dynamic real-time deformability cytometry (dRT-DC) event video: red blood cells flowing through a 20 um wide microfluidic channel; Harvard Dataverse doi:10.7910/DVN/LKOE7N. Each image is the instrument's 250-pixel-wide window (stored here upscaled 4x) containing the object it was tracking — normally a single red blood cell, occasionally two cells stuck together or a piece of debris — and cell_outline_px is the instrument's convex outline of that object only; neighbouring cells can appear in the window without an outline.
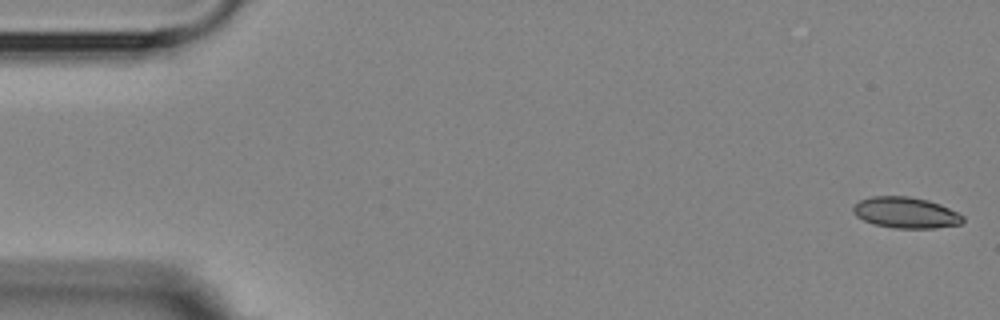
{"species": "Egyptian fruit bat (a non-hibernating species)", "species_latin": "Rousettus aegyptiacus", "temperature_condition": "room temperature", "stored_images_in_passage": 4, "camera_frame_rate_fps": 3000, "um_per_image_px": 0.085, "animal": {"sex": "female"}, "frame": {"image": 1, "passage_image": 1, "time_ms": 0.0, "image_size_px": [1000, 320], "cell_outline_px": [[964, 220], [960, 224], [936, 228], [892, 228], [872, 224], [856, 216], [852, 212], [852, 208], [860, 200], [872, 196], [908, 196], [928, 200], [940, 204], [964, 216]], "centroid_in_image_um": [76.97, 18.08], "position_along_channel_um": 8.0, "area_um2": 19.88}}